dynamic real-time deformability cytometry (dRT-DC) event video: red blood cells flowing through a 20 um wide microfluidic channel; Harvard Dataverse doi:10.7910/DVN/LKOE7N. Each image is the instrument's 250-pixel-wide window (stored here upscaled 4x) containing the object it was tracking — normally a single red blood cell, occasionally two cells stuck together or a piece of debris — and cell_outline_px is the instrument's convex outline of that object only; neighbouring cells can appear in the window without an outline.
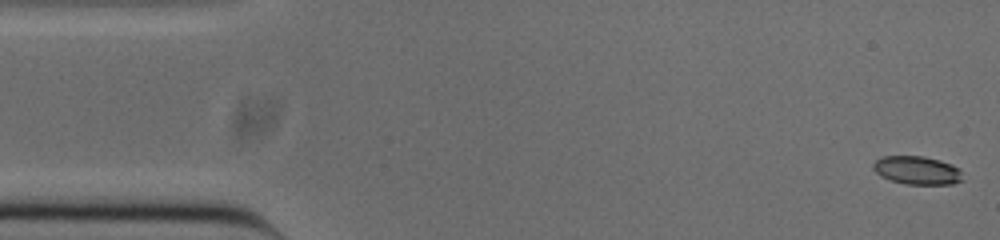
{"species": "common noctule bat (a hibernating species)", "species_latin": "Nyctalus noctula", "temperature_condition": "cold", "stored_images_in_passage": 53, "camera_frame_rate_fps": 3000, "um_per_image_px": 0.085, "animal": {"sex": "male", "body_mass_g": 20.0, "forearm_length_mm": 53.3}, "frame": {"image": 1, "passage_image": 1, "time_ms": 0.0, "image_size_px": [1000, 240], "cell_outline_px": [[964, 180], [952, 184], [904, 184], [880, 176], [872, 168], [872, 164], [880, 156], [924, 156], [940, 160], [952, 164], [960, 172]], "centroid_in_image_um": [77.93, 14.47], "position_along_channel_um": 7.1, "area_um2": 14.8}}
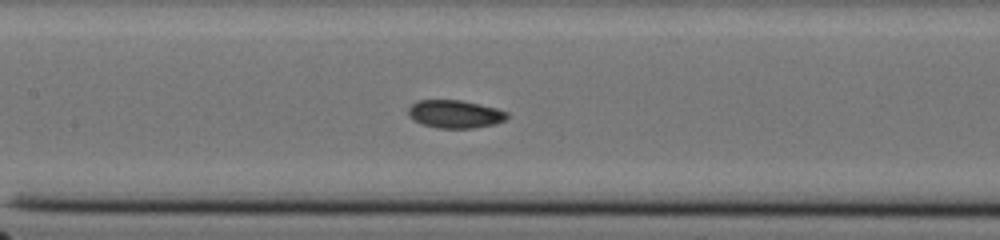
{"frame": {"image": 2, "passage_image": 23, "time_ms": 7.333, "image_size_px": [1000, 240], "cell_outline_px": [[508, 116], [504, 120], [496, 124], [472, 128], [436, 128], [420, 124], [412, 120], [408, 112], [408, 108], [416, 100], [460, 100], [480, 104], [496, 108], [508, 112]], "centroid_in_image_um": [38.65, 9.7], "position_along_channel_um": 168.7, "area_um2": 16.24}}
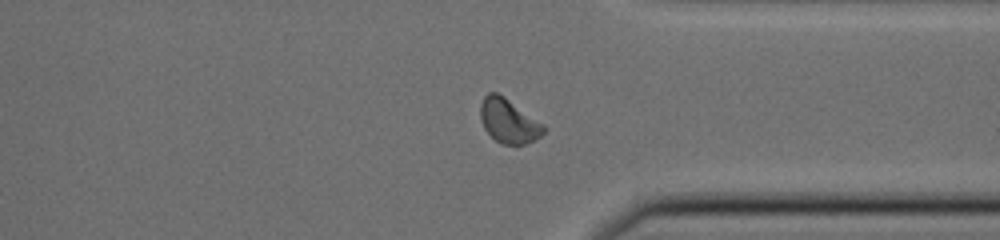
{"frame": {"image": 3, "passage_image": 39, "time_ms": 12.667, "image_size_px": [1000, 240], "cell_outline_px": [[544, 132], [540, 136], [524, 144], [500, 144], [484, 128], [480, 120], [480, 104], [484, 96], [488, 92], [496, 92], [504, 96], [544, 124]], "centroid_in_image_um": [43.2, 10.26], "position_along_channel_um": 368.2, "area_um2": 16.18}}